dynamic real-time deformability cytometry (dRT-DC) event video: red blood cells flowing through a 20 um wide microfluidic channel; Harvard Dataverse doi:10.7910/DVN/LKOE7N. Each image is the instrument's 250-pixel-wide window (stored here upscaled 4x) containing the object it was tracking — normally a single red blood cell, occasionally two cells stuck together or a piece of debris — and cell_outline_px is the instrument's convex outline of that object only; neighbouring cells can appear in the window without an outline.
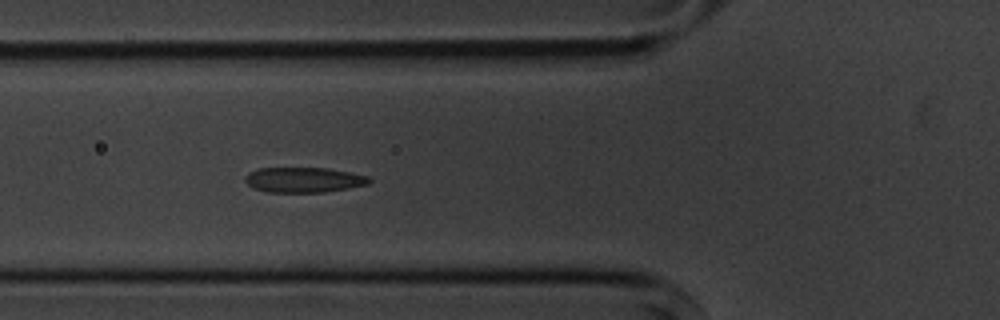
{"species": "common noctule bat (a hibernating species)", "species_latin": "Nyctalus noctula", "temperature_condition": "cold", "stored_images_in_passage": 6, "camera_frame_rate_fps": 3000, "um_per_image_px": 0.085, "animal": {"sex": "male", "body_mass_g": 20.1, "forearm_length_mm": 53.5}, "frame": {"image": 1, "passage_image": 6, "time_ms": 6.333, "image_size_px": [1000, 320], "cell_outline_px": [[372, 180], [368, 184], [348, 188], [324, 192], [268, 192], [252, 188], [244, 180], [244, 176], [248, 172], [260, 168], [328, 168], [368, 176]], "centroid_in_image_um": [25.78, 15.28], "position_along_channel_um": 100.0, "area_um2": 18.21}}